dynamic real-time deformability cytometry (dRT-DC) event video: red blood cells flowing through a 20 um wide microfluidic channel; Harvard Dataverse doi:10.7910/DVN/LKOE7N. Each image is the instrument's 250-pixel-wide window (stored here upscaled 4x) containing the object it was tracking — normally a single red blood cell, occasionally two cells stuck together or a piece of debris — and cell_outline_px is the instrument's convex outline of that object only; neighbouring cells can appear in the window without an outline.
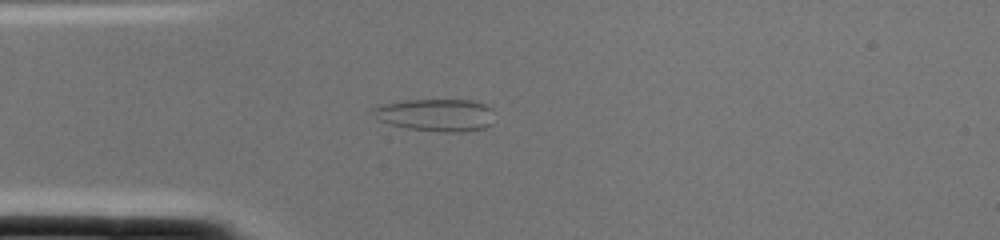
{"species": "common noctule bat (a hibernating species)", "species_latin": "Nyctalus noctula", "temperature_condition": "cold", "stored_images_in_passage": 1, "camera_frame_rate_fps": 3000, "um_per_image_px": 0.085, "animal": {"sex": "female", "body_mass_g": 22.0, "forearm_length_mm": 56.7}, "frame": {"image": 1, "passage_image": 1, "time_ms": 0.0, "image_size_px": [1000, 240], "cell_outline_px": [[492, 124], [484, 128], [460, 132], [444, 132], [408, 128], [376, 120], [372, 108], [380, 104], [404, 100], [472, 100], [484, 104], [492, 108]], "centroid_in_image_um": [37.04, 9.76], "position_along_channel_um": 48.0, "area_um2": 22.95}}